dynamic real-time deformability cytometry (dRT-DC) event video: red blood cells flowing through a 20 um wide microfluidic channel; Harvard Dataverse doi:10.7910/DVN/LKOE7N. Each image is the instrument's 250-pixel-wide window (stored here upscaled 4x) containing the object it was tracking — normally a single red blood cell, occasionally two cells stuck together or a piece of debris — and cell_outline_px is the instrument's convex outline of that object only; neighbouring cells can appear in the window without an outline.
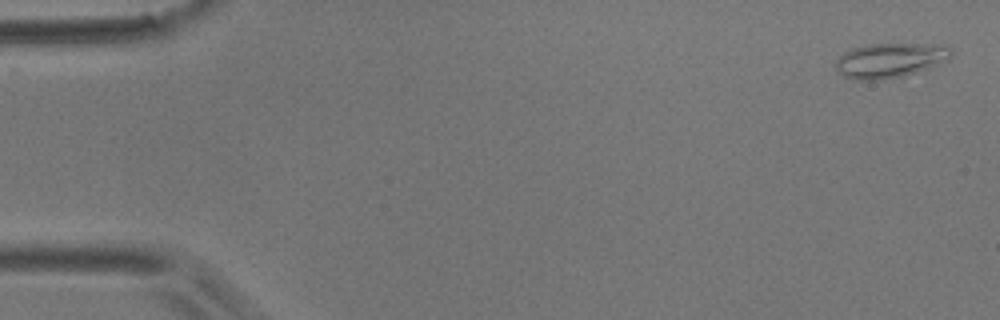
{"species": "common noctule bat (a hibernating species)", "species_latin": "Nyctalus noctula", "temperature_condition": "room temperature", "stored_images_in_passage": 9, "camera_frame_rate_fps": 3000, "um_per_image_px": 0.085, "animal": {"sex": "male", "body_mass_g": 17.9}, "frame": {"image": 1, "passage_image": 2, "time_ms": 0.333, "image_size_px": [1000, 320], "cell_outline_px": [[952, 56], [948, 60], [928, 68], [904, 76], [880, 80], [856, 80], [844, 76], [836, 68], [836, 60], [844, 52], [852, 48], [868, 44], [932, 44], [952, 48]], "centroid_in_image_um": [75.65, 5.13], "position_along_channel_um": 9.3, "area_um2": 23.29}}